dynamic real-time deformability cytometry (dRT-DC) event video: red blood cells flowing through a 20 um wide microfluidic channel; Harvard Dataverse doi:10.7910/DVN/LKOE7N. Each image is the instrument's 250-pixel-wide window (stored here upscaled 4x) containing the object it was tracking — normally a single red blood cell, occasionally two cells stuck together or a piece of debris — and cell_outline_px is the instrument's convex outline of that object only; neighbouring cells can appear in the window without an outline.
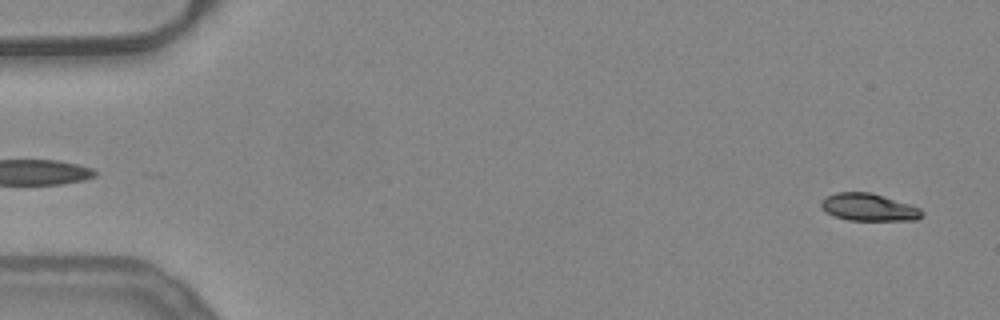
{"species": "common noctule bat (a hibernating species)", "species_latin": "Nyctalus noctula", "temperature_condition": "warm", "stored_images_in_passage": 53, "camera_frame_rate_fps": 3000, "um_per_image_px": 0.085, "animal": {"sex": "female", "body_mass_g": 24.6, "forearm_length_mm": 56.2}, "frame": {"image": 1, "passage_image": 2, "time_ms": 0.333, "image_size_px": [1000, 320], "cell_outline_px": [[924, 212], [916, 220], [848, 220], [836, 216], [828, 212], [820, 204], [828, 196], [836, 192], [868, 192], [884, 196], [920, 208]], "centroid_in_image_um": [73.87, 17.61], "position_along_channel_um": 11.1, "area_um2": 15.66}}
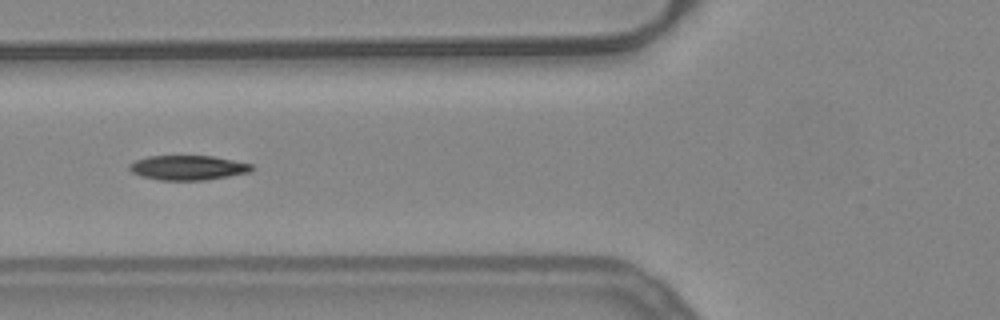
{"frame": {"image": 2, "passage_image": 20, "time_ms": 6.333, "image_size_px": [1000, 320], "cell_outline_px": [[252, 168], [248, 172], [228, 176], [204, 180], [160, 180], [140, 176], [132, 172], [128, 168], [128, 164], [136, 160], [148, 156], [212, 156], [252, 164]], "centroid_in_image_um": [15.91, 14.25], "position_along_channel_um": 109.9, "area_um2": 17.4}}
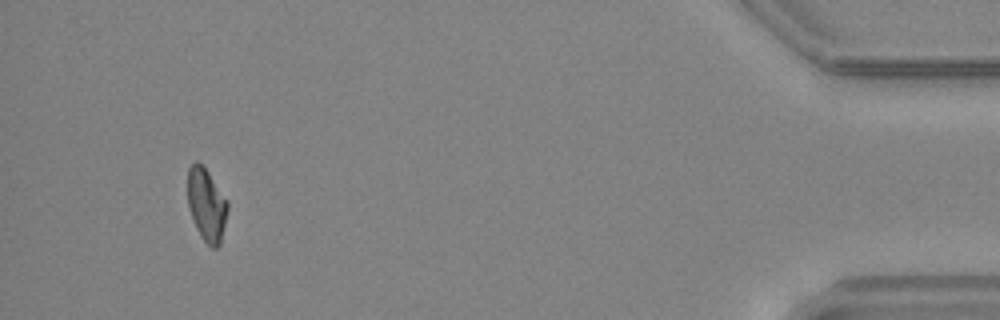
{"frame": {"image": 3, "passage_image": 49, "time_ms": 16.0, "image_size_px": [1000, 320], "cell_outline_px": [[228, 208], [220, 244], [216, 248], [212, 248], [200, 236], [196, 228], [188, 208], [188, 168], [196, 160], [208, 172], [228, 200]], "centroid_in_image_um": [17.55, 17.41], "position_along_channel_um": 417.6, "area_um2": 16.88}}